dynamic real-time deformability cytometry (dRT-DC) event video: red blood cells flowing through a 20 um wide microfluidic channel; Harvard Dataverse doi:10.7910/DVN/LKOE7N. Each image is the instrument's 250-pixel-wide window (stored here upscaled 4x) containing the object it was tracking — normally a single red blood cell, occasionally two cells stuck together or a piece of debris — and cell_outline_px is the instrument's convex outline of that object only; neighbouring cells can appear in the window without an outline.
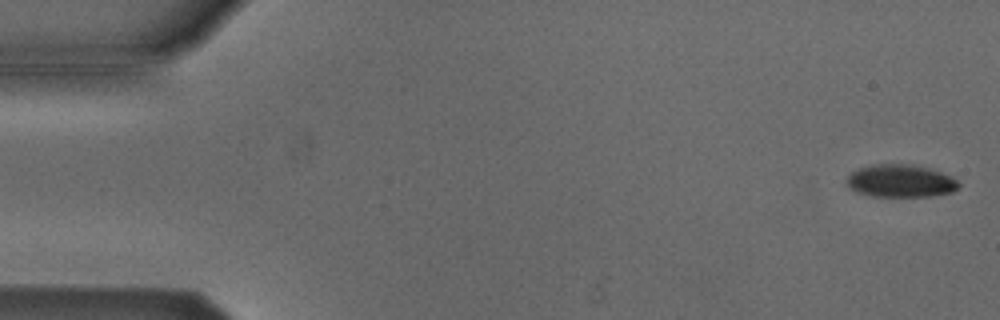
{"species": "Egyptian fruit bat (a non-hibernating species)", "species_latin": "Rousettus aegyptiacus", "temperature_condition": "cold", "stored_images_in_passage": 49, "camera_frame_rate_fps": 3000, "um_per_image_px": 0.085, "animal": {"sex": "male"}, "frame": {"image": 1, "passage_image": 2, "time_ms": 0.333, "image_size_px": [1000, 320], "cell_outline_px": [[960, 184], [952, 192], [932, 196], [872, 196], [856, 192], [848, 188], [844, 180], [852, 172], [860, 168], [872, 164], [912, 164], [928, 168], [952, 176]], "centroid_in_image_um": [76.51, 15.38], "position_along_channel_um": 8.5, "area_um2": 21.39}}
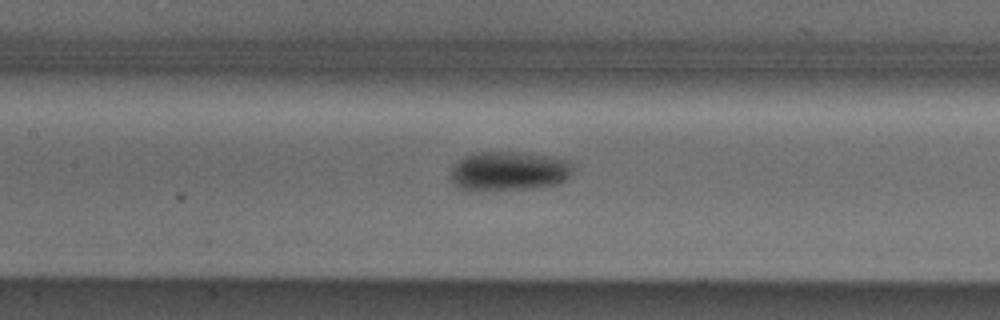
{"frame": {"image": 2, "passage_image": 25, "time_ms": 8.0, "image_size_px": [1000, 320], "cell_outline_px": [[572, 176], [560, 184], [528, 188], [460, 188], [452, 184], [452, 164], [464, 156], [476, 152], [520, 152], [568, 160], [572, 164]], "centroid_in_image_um": [43.29, 14.51], "position_along_channel_um": 164.1, "area_um2": 27.4}}
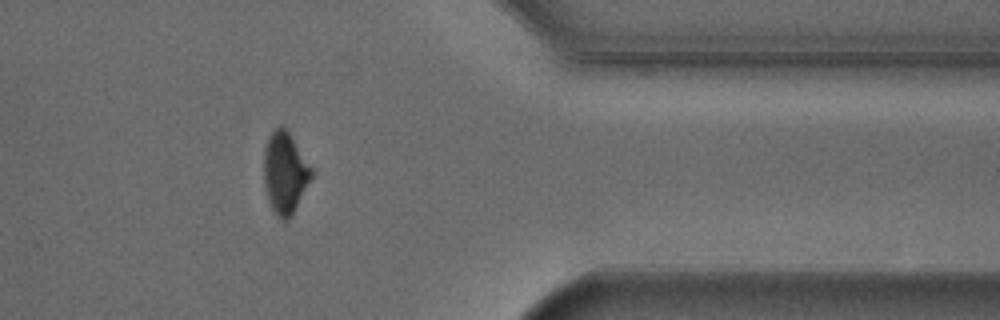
{"frame": {"image": 3, "passage_image": 44, "time_ms": 14.333, "image_size_px": [1000, 320], "cell_outline_px": [[312, 176], [288, 220], [284, 220], [276, 216], [268, 200], [264, 184], [264, 148], [268, 136], [280, 124], [288, 132], [312, 168]], "centroid_in_image_um": [24.19, 14.67], "position_along_channel_um": 387.2, "area_um2": 22.08}, "authors_computed_cell_mechanics": {"area_um2": 24.565, "velocity_mm_per_s": 3.8261, "shape_relaxation_time_tau1_ms": 3.2, "shape_relaxation_time_tau2_ms": null, "deformation_change_tau1": 0.1081, "deformation_change_tau2": null}}